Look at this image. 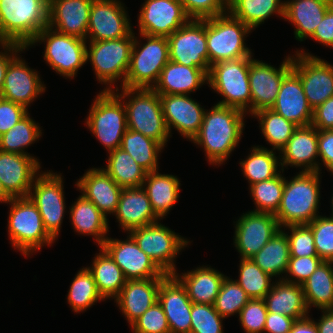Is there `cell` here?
Segmentation results:
<instances>
[{
	"label": "cell",
	"instance_id": "54",
	"mask_svg": "<svg viewBox=\"0 0 333 333\" xmlns=\"http://www.w3.org/2000/svg\"><path fill=\"white\" fill-rule=\"evenodd\" d=\"M267 314L264 299H250L237 317L244 332L263 333Z\"/></svg>",
	"mask_w": 333,
	"mask_h": 333
},
{
	"label": "cell",
	"instance_id": "12",
	"mask_svg": "<svg viewBox=\"0 0 333 333\" xmlns=\"http://www.w3.org/2000/svg\"><path fill=\"white\" fill-rule=\"evenodd\" d=\"M129 234L154 263L165 273L177 272L176 258L191 242L160 221L130 230Z\"/></svg>",
	"mask_w": 333,
	"mask_h": 333
},
{
	"label": "cell",
	"instance_id": "9",
	"mask_svg": "<svg viewBox=\"0 0 333 333\" xmlns=\"http://www.w3.org/2000/svg\"><path fill=\"white\" fill-rule=\"evenodd\" d=\"M139 34L146 42L135 36L123 87L152 89L169 62V43L167 37Z\"/></svg>",
	"mask_w": 333,
	"mask_h": 333
},
{
	"label": "cell",
	"instance_id": "25",
	"mask_svg": "<svg viewBox=\"0 0 333 333\" xmlns=\"http://www.w3.org/2000/svg\"><path fill=\"white\" fill-rule=\"evenodd\" d=\"M270 109L298 127L311 125L313 109L307 101L300 77L293 69L284 76L276 102Z\"/></svg>",
	"mask_w": 333,
	"mask_h": 333
},
{
	"label": "cell",
	"instance_id": "19",
	"mask_svg": "<svg viewBox=\"0 0 333 333\" xmlns=\"http://www.w3.org/2000/svg\"><path fill=\"white\" fill-rule=\"evenodd\" d=\"M101 247L121 268L126 280L164 278L167 275L140 249L129 234L123 241L107 237Z\"/></svg>",
	"mask_w": 333,
	"mask_h": 333
},
{
	"label": "cell",
	"instance_id": "49",
	"mask_svg": "<svg viewBox=\"0 0 333 333\" xmlns=\"http://www.w3.org/2000/svg\"><path fill=\"white\" fill-rule=\"evenodd\" d=\"M249 300V296L241 286L234 279L226 276L213 305L215 310L226 319L236 314L239 316Z\"/></svg>",
	"mask_w": 333,
	"mask_h": 333
},
{
	"label": "cell",
	"instance_id": "64",
	"mask_svg": "<svg viewBox=\"0 0 333 333\" xmlns=\"http://www.w3.org/2000/svg\"><path fill=\"white\" fill-rule=\"evenodd\" d=\"M321 317L315 320L318 333H333V309H322Z\"/></svg>",
	"mask_w": 333,
	"mask_h": 333
},
{
	"label": "cell",
	"instance_id": "67",
	"mask_svg": "<svg viewBox=\"0 0 333 333\" xmlns=\"http://www.w3.org/2000/svg\"><path fill=\"white\" fill-rule=\"evenodd\" d=\"M294 0H287V1H282V6L285 7L287 4H289L290 2H292Z\"/></svg>",
	"mask_w": 333,
	"mask_h": 333
},
{
	"label": "cell",
	"instance_id": "40",
	"mask_svg": "<svg viewBox=\"0 0 333 333\" xmlns=\"http://www.w3.org/2000/svg\"><path fill=\"white\" fill-rule=\"evenodd\" d=\"M249 155L245 160L240 161V167L243 176L248 180V185H253L257 182L273 179L283 170L281 168L280 156H277L276 151L265 148L264 146H253ZM280 168H279V167Z\"/></svg>",
	"mask_w": 333,
	"mask_h": 333
},
{
	"label": "cell",
	"instance_id": "21",
	"mask_svg": "<svg viewBox=\"0 0 333 333\" xmlns=\"http://www.w3.org/2000/svg\"><path fill=\"white\" fill-rule=\"evenodd\" d=\"M45 89L38 71L30 68L22 55L17 54L9 62L0 96L28 109L38 96L44 94Z\"/></svg>",
	"mask_w": 333,
	"mask_h": 333
},
{
	"label": "cell",
	"instance_id": "20",
	"mask_svg": "<svg viewBox=\"0 0 333 333\" xmlns=\"http://www.w3.org/2000/svg\"><path fill=\"white\" fill-rule=\"evenodd\" d=\"M138 16V31L151 36L168 37L190 18L179 0H145Z\"/></svg>",
	"mask_w": 333,
	"mask_h": 333
},
{
	"label": "cell",
	"instance_id": "34",
	"mask_svg": "<svg viewBox=\"0 0 333 333\" xmlns=\"http://www.w3.org/2000/svg\"><path fill=\"white\" fill-rule=\"evenodd\" d=\"M199 266L191 271L174 275L185 286L192 303L213 305L226 275L211 266Z\"/></svg>",
	"mask_w": 333,
	"mask_h": 333
},
{
	"label": "cell",
	"instance_id": "44",
	"mask_svg": "<svg viewBox=\"0 0 333 333\" xmlns=\"http://www.w3.org/2000/svg\"><path fill=\"white\" fill-rule=\"evenodd\" d=\"M42 133L40 125L28 113L0 136V151L32 156L25 149L38 141Z\"/></svg>",
	"mask_w": 333,
	"mask_h": 333
},
{
	"label": "cell",
	"instance_id": "22",
	"mask_svg": "<svg viewBox=\"0 0 333 333\" xmlns=\"http://www.w3.org/2000/svg\"><path fill=\"white\" fill-rule=\"evenodd\" d=\"M160 100L169 133L176 129L179 135L192 141L199 133L206 109L190 95H160Z\"/></svg>",
	"mask_w": 333,
	"mask_h": 333
},
{
	"label": "cell",
	"instance_id": "58",
	"mask_svg": "<svg viewBox=\"0 0 333 333\" xmlns=\"http://www.w3.org/2000/svg\"><path fill=\"white\" fill-rule=\"evenodd\" d=\"M319 172L324 165L333 174V130H318ZM321 161V163H320ZM323 163V164H322ZM322 165V166H321Z\"/></svg>",
	"mask_w": 333,
	"mask_h": 333
},
{
	"label": "cell",
	"instance_id": "15",
	"mask_svg": "<svg viewBox=\"0 0 333 333\" xmlns=\"http://www.w3.org/2000/svg\"><path fill=\"white\" fill-rule=\"evenodd\" d=\"M167 39L169 60L189 67H199L209 73L206 19H190Z\"/></svg>",
	"mask_w": 333,
	"mask_h": 333
},
{
	"label": "cell",
	"instance_id": "3",
	"mask_svg": "<svg viewBox=\"0 0 333 333\" xmlns=\"http://www.w3.org/2000/svg\"><path fill=\"white\" fill-rule=\"evenodd\" d=\"M49 0H0V43L27 47L48 26Z\"/></svg>",
	"mask_w": 333,
	"mask_h": 333
},
{
	"label": "cell",
	"instance_id": "32",
	"mask_svg": "<svg viewBox=\"0 0 333 333\" xmlns=\"http://www.w3.org/2000/svg\"><path fill=\"white\" fill-rule=\"evenodd\" d=\"M333 0H294L284 7L285 21L294 26L295 39L303 42L311 38Z\"/></svg>",
	"mask_w": 333,
	"mask_h": 333
},
{
	"label": "cell",
	"instance_id": "62",
	"mask_svg": "<svg viewBox=\"0 0 333 333\" xmlns=\"http://www.w3.org/2000/svg\"><path fill=\"white\" fill-rule=\"evenodd\" d=\"M295 321L289 316L268 312L264 333H289Z\"/></svg>",
	"mask_w": 333,
	"mask_h": 333
},
{
	"label": "cell",
	"instance_id": "48",
	"mask_svg": "<svg viewBox=\"0 0 333 333\" xmlns=\"http://www.w3.org/2000/svg\"><path fill=\"white\" fill-rule=\"evenodd\" d=\"M279 174L273 179L264 180L249 186L250 195L254 201V212L275 214L283 196L285 176Z\"/></svg>",
	"mask_w": 333,
	"mask_h": 333
},
{
	"label": "cell",
	"instance_id": "7",
	"mask_svg": "<svg viewBox=\"0 0 333 333\" xmlns=\"http://www.w3.org/2000/svg\"><path fill=\"white\" fill-rule=\"evenodd\" d=\"M251 29L228 11L225 14L206 19V40L208 63L250 58L252 49L245 41Z\"/></svg>",
	"mask_w": 333,
	"mask_h": 333
},
{
	"label": "cell",
	"instance_id": "37",
	"mask_svg": "<svg viewBox=\"0 0 333 333\" xmlns=\"http://www.w3.org/2000/svg\"><path fill=\"white\" fill-rule=\"evenodd\" d=\"M93 257L91 266L86 267L92 274L97 290L102 298L115 299L126 283L121 268L110 255L102 248Z\"/></svg>",
	"mask_w": 333,
	"mask_h": 333
},
{
	"label": "cell",
	"instance_id": "5",
	"mask_svg": "<svg viewBox=\"0 0 333 333\" xmlns=\"http://www.w3.org/2000/svg\"><path fill=\"white\" fill-rule=\"evenodd\" d=\"M9 204L7 232L14 250L31 257L43 246H52L56 240L45 229L38 208L29 197L12 198Z\"/></svg>",
	"mask_w": 333,
	"mask_h": 333
},
{
	"label": "cell",
	"instance_id": "13",
	"mask_svg": "<svg viewBox=\"0 0 333 333\" xmlns=\"http://www.w3.org/2000/svg\"><path fill=\"white\" fill-rule=\"evenodd\" d=\"M61 173L41 171L35 178L28 197L38 208L47 232L56 240L63 223L66 202Z\"/></svg>",
	"mask_w": 333,
	"mask_h": 333
},
{
	"label": "cell",
	"instance_id": "52",
	"mask_svg": "<svg viewBox=\"0 0 333 333\" xmlns=\"http://www.w3.org/2000/svg\"><path fill=\"white\" fill-rule=\"evenodd\" d=\"M283 228L288 229L285 233L289 241L290 257L318 256L314 235L307 224L289 225Z\"/></svg>",
	"mask_w": 333,
	"mask_h": 333
},
{
	"label": "cell",
	"instance_id": "1",
	"mask_svg": "<svg viewBox=\"0 0 333 333\" xmlns=\"http://www.w3.org/2000/svg\"><path fill=\"white\" fill-rule=\"evenodd\" d=\"M245 112L215 104L205 111L199 133L192 142L203 148L209 165L220 166L228 160L242 138Z\"/></svg>",
	"mask_w": 333,
	"mask_h": 333
},
{
	"label": "cell",
	"instance_id": "56",
	"mask_svg": "<svg viewBox=\"0 0 333 333\" xmlns=\"http://www.w3.org/2000/svg\"><path fill=\"white\" fill-rule=\"evenodd\" d=\"M322 262L318 256L290 257L283 280L302 285Z\"/></svg>",
	"mask_w": 333,
	"mask_h": 333
},
{
	"label": "cell",
	"instance_id": "60",
	"mask_svg": "<svg viewBox=\"0 0 333 333\" xmlns=\"http://www.w3.org/2000/svg\"><path fill=\"white\" fill-rule=\"evenodd\" d=\"M311 125L317 130H333V96L313 110Z\"/></svg>",
	"mask_w": 333,
	"mask_h": 333
},
{
	"label": "cell",
	"instance_id": "28",
	"mask_svg": "<svg viewBox=\"0 0 333 333\" xmlns=\"http://www.w3.org/2000/svg\"><path fill=\"white\" fill-rule=\"evenodd\" d=\"M77 190L91 201L106 217L116 212L119 197L122 191L120 187L101 168H89L80 179L75 182Z\"/></svg>",
	"mask_w": 333,
	"mask_h": 333
},
{
	"label": "cell",
	"instance_id": "66",
	"mask_svg": "<svg viewBox=\"0 0 333 333\" xmlns=\"http://www.w3.org/2000/svg\"><path fill=\"white\" fill-rule=\"evenodd\" d=\"M331 210H332V213H331V216L329 218H332L333 219V194H332V197H331Z\"/></svg>",
	"mask_w": 333,
	"mask_h": 333
},
{
	"label": "cell",
	"instance_id": "2",
	"mask_svg": "<svg viewBox=\"0 0 333 333\" xmlns=\"http://www.w3.org/2000/svg\"><path fill=\"white\" fill-rule=\"evenodd\" d=\"M320 172H297L290 180L285 177L283 196L274 214L281 228L309 224L319 216Z\"/></svg>",
	"mask_w": 333,
	"mask_h": 333
},
{
	"label": "cell",
	"instance_id": "29",
	"mask_svg": "<svg viewBox=\"0 0 333 333\" xmlns=\"http://www.w3.org/2000/svg\"><path fill=\"white\" fill-rule=\"evenodd\" d=\"M113 215L125 233L161 221L154 214L147 192L142 186L123 188Z\"/></svg>",
	"mask_w": 333,
	"mask_h": 333
},
{
	"label": "cell",
	"instance_id": "11",
	"mask_svg": "<svg viewBox=\"0 0 333 333\" xmlns=\"http://www.w3.org/2000/svg\"><path fill=\"white\" fill-rule=\"evenodd\" d=\"M44 43L43 57L48 66L60 76L73 79L87 63V41L45 27L26 47Z\"/></svg>",
	"mask_w": 333,
	"mask_h": 333
},
{
	"label": "cell",
	"instance_id": "63",
	"mask_svg": "<svg viewBox=\"0 0 333 333\" xmlns=\"http://www.w3.org/2000/svg\"><path fill=\"white\" fill-rule=\"evenodd\" d=\"M289 333H318L314 319L308 315L305 318L296 320Z\"/></svg>",
	"mask_w": 333,
	"mask_h": 333
},
{
	"label": "cell",
	"instance_id": "55",
	"mask_svg": "<svg viewBox=\"0 0 333 333\" xmlns=\"http://www.w3.org/2000/svg\"><path fill=\"white\" fill-rule=\"evenodd\" d=\"M190 19H207L225 14L228 0H179Z\"/></svg>",
	"mask_w": 333,
	"mask_h": 333
},
{
	"label": "cell",
	"instance_id": "33",
	"mask_svg": "<svg viewBox=\"0 0 333 333\" xmlns=\"http://www.w3.org/2000/svg\"><path fill=\"white\" fill-rule=\"evenodd\" d=\"M263 299L268 312L286 315L295 320L310 315L302 285L276 279Z\"/></svg>",
	"mask_w": 333,
	"mask_h": 333
},
{
	"label": "cell",
	"instance_id": "31",
	"mask_svg": "<svg viewBox=\"0 0 333 333\" xmlns=\"http://www.w3.org/2000/svg\"><path fill=\"white\" fill-rule=\"evenodd\" d=\"M204 84H208V76L203 69L169 60L152 89L159 95H189Z\"/></svg>",
	"mask_w": 333,
	"mask_h": 333
},
{
	"label": "cell",
	"instance_id": "45",
	"mask_svg": "<svg viewBox=\"0 0 333 333\" xmlns=\"http://www.w3.org/2000/svg\"><path fill=\"white\" fill-rule=\"evenodd\" d=\"M252 116L258 119L265 141L272 146V150L278 151V154L298 128L293 122L286 120L272 109L259 110Z\"/></svg>",
	"mask_w": 333,
	"mask_h": 333
},
{
	"label": "cell",
	"instance_id": "51",
	"mask_svg": "<svg viewBox=\"0 0 333 333\" xmlns=\"http://www.w3.org/2000/svg\"><path fill=\"white\" fill-rule=\"evenodd\" d=\"M307 225L314 235L318 257L323 261L333 262V219L319 215Z\"/></svg>",
	"mask_w": 333,
	"mask_h": 333
},
{
	"label": "cell",
	"instance_id": "16",
	"mask_svg": "<svg viewBox=\"0 0 333 333\" xmlns=\"http://www.w3.org/2000/svg\"><path fill=\"white\" fill-rule=\"evenodd\" d=\"M124 5L120 0H93L86 41L113 40L128 36L133 27Z\"/></svg>",
	"mask_w": 333,
	"mask_h": 333
},
{
	"label": "cell",
	"instance_id": "17",
	"mask_svg": "<svg viewBox=\"0 0 333 333\" xmlns=\"http://www.w3.org/2000/svg\"><path fill=\"white\" fill-rule=\"evenodd\" d=\"M292 69V55L285 56L279 68L250 57L249 84L251 90V115L270 109L276 102L284 76Z\"/></svg>",
	"mask_w": 333,
	"mask_h": 333
},
{
	"label": "cell",
	"instance_id": "10",
	"mask_svg": "<svg viewBox=\"0 0 333 333\" xmlns=\"http://www.w3.org/2000/svg\"><path fill=\"white\" fill-rule=\"evenodd\" d=\"M249 67L250 58L224 60L210 66L208 86L223 98L216 104L251 114Z\"/></svg>",
	"mask_w": 333,
	"mask_h": 333
},
{
	"label": "cell",
	"instance_id": "39",
	"mask_svg": "<svg viewBox=\"0 0 333 333\" xmlns=\"http://www.w3.org/2000/svg\"><path fill=\"white\" fill-rule=\"evenodd\" d=\"M290 258L289 241L281 228L251 259L273 278L283 279ZM281 275V277H280Z\"/></svg>",
	"mask_w": 333,
	"mask_h": 333
},
{
	"label": "cell",
	"instance_id": "50",
	"mask_svg": "<svg viewBox=\"0 0 333 333\" xmlns=\"http://www.w3.org/2000/svg\"><path fill=\"white\" fill-rule=\"evenodd\" d=\"M190 314V333H224V318L215 310L214 305L193 303Z\"/></svg>",
	"mask_w": 333,
	"mask_h": 333
},
{
	"label": "cell",
	"instance_id": "46",
	"mask_svg": "<svg viewBox=\"0 0 333 333\" xmlns=\"http://www.w3.org/2000/svg\"><path fill=\"white\" fill-rule=\"evenodd\" d=\"M102 300L106 301L99 294L92 274L83 267L73 278L67 294L71 310L76 314L84 312Z\"/></svg>",
	"mask_w": 333,
	"mask_h": 333
},
{
	"label": "cell",
	"instance_id": "38",
	"mask_svg": "<svg viewBox=\"0 0 333 333\" xmlns=\"http://www.w3.org/2000/svg\"><path fill=\"white\" fill-rule=\"evenodd\" d=\"M308 310L333 309V262L323 261L302 284Z\"/></svg>",
	"mask_w": 333,
	"mask_h": 333
},
{
	"label": "cell",
	"instance_id": "6",
	"mask_svg": "<svg viewBox=\"0 0 333 333\" xmlns=\"http://www.w3.org/2000/svg\"><path fill=\"white\" fill-rule=\"evenodd\" d=\"M135 34L132 31L128 36L119 39L87 43L89 45H87L86 61H90L97 81L106 86L103 91L117 89V81L121 82L119 87H123L130 64Z\"/></svg>",
	"mask_w": 333,
	"mask_h": 333
},
{
	"label": "cell",
	"instance_id": "57",
	"mask_svg": "<svg viewBox=\"0 0 333 333\" xmlns=\"http://www.w3.org/2000/svg\"><path fill=\"white\" fill-rule=\"evenodd\" d=\"M29 113L28 109L18 103L0 98V136L18 123Z\"/></svg>",
	"mask_w": 333,
	"mask_h": 333
},
{
	"label": "cell",
	"instance_id": "14",
	"mask_svg": "<svg viewBox=\"0 0 333 333\" xmlns=\"http://www.w3.org/2000/svg\"><path fill=\"white\" fill-rule=\"evenodd\" d=\"M292 69L299 75L313 110L333 96L332 64L301 48L292 56Z\"/></svg>",
	"mask_w": 333,
	"mask_h": 333
},
{
	"label": "cell",
	"instance_id": "65",
	"mask_svg": "<svg viewBox=\"0 0 333 333\" xmlns=\"http://www.w3.org/2000/svg\"><path fill=\"white\" fill-rule=\"evenodd\" d=\"M12 198L7 194L0 179V202L7 204Z\"/></svg>",
	"mask_w": 333,
	"mask_h": 333
},
{
	"label": "cell",
	"instance_id": "30",
	"mask_svg": "<svg viewBox=\"0 0 333 333\" xmlns=\"http://www.w3.org/2000/svg\"><path fill=\"white\" fill-rule=\"evenodd\" d=\"M163 278L126 280L120 294L114 299L122 315L131 325L138 317L158 301Z\"/></svg>",
	"mask_w": 333,
	"mask_h": 333
},
{
	"label": "cell",
	"instance_id": "24",
	"mask_svg": "<svg viewBox=\"0 0 333 333\" xmlns=\"http://www.w3.org/2000/svg\"><path fill=\"white\" fill-rule=\"evenodd\" d=\"M158 302L163 307L170 333H190L193 303L185 286L174 274H167L161 280Z\"/></svg>",
	"mask_w": 333,
	"mask_h": 333
},
{
	"label": "cell",
	"instance_id": "41",
	"mask_svg": "<svg viewBox=\"0 0 333 333\" xmlns=\"http://www.w3.org/2000/svg\"><path fill=\"white\" fill-rule=\"evenodd\" d=\"M228 12L251 30L274 14L282 19L284 17L282 0H228Z\"/></svg>",
	"mask_w": 333,
	"mask_h": 333
},
{
	"label": "cell",
	"instance_id": "43",
	"mask_svg": "<svg viewBox=\"0 0 333 333\" xmlns=\"http://www.w3.org/2000/svg\"><path fill=\"white\" fill-rule=\"evenodd\" d=\"M121 149L126 151L147 173L159 169L158 158L164 147L156 140L144 136L142 133L127 129Z\"/></svg>",
	"mask_w": 333,
	"mask_h": 333
},
{
	"label": "cell",
	"instance_id": "35",
	"mask_svg": "<svg viewBox=\"0 0 333 333\" xmlns=\"http://www.w3.org/2000/svg\"><path fill=\"white\" fill-rule=\"evenodd\" d=\"M69 209V218L74 232L78 235H92L98 247H101L110 232L109 219L82 194Z\"/></svg>",
	"mask_w": 333,
	"mask_h": 333
},
{
	"label": "cell",
	"instance_id": "59",
	"mask_svg": "<svg viewBox=\"0 0 333 333\" xmlns=\"http://www.w3.org/2000/svg\"><path fill=\"white\" fill-rule=\"evenodd\" d=\"M311 39L333 49V5L325 13Z\"/></svg>",
	"mask_w": 333,
	"mask_h": 333
},
{
	"label": "cell",
	"instance_id": "53",
	"mask_svg": "<svg viewBox=\"0 0 333 333\" xmlns=\"http://www.w3.org/2000/svg\"><path fill=\"white\" fill-rule=\"evenodd\" d=\"M133 333H170L162 305L157 301L130 325Z\"/></svg>",
	"mask_w": 333,
	"mask_h": 333
},
{
	"label": "cell",
	"instance_id": "47",
	"mask_svg": "<svg viewBox=\"0 0 333 333\" xmlns=\"http://www.w3.org/2000/svg\"><path fill=\"white\" fill-rule=\"evenodd\" d=\"M239 262V275L235 281L250 299H263L272 288L274 278L264 272L251 258H240Z\"/></svg>",
	"mask_w": 333,
	"mask_h": 333
},
{
	"label": "cell",
	"instance_id": "8",
	"mask_svg": "<svg viewBox=\"0 0 333 333\" xmlns=\"http://www.w3.org/2000/svg\"><path fill=\"white\" fill-rule=\"evenodd\" d=\"M88 113L86 127L106 148L107 153L119 148L127 131L126 109L122 99L114 91L101 90Z\"/></svg>",
	"mask_w": 333,
	"mask_h": 333
},
{
	"label": "cell",
	"instance_id": "36",
	"mask_svg": "<svg viewBox=\"0 0 333 333\" xmlns=\"http://www.w3.org/2000/svg\"><path fill=\"white\" fill-rule=\"evenodd\" d=\"M158 171L147 173L142 187L147 192L154 214L161 220L179 200L181 181L175 175Z\"/></svg>",
	"mask_w": 333,
	"mask_h": 333
},
{
	"label": "cell",
	"instance_id": "18",
	"mask_svg": "<svg viewBox=\"0 0 333 333\" xmlns=\"http://www.w3.org/2000/svg\"><path fill=\"white\" fill-rule=\"evenodd\" d=\"M233 244L241 258H251L281 229L274 214L247 211L234 222Z\"/></svg>",
	"mask_w": 333,
	"mask_h": 333
},
{
	"label": "cell",
	"instance_id": "23",
	"mask_svg": "<svg viewBox=\"0 0 333 333\" xmlns=\"http://www.w3.org/2000/svg\"><path fill=\"white\" fill-rule=\"evenodd\" d=\"M35 156L0 151V179L11 198L28 197L42 168Z\"/></svg>",
	"mask_w": 333,
	"mask_h": 333
},
{
	"label": "cell",
	"instance_id": "4",
	"mask_svg": "<svg viewBox=\"0 0 333 333\" xmlns=\"http://www.w3.org/2000/svg\"><path fill=\"white\" fill-rule=\"evenodd\" d=\"M114 92L125 106L127 129L140 132L166 147L172 134L168 131L162 113L160 95L153 89L143 88L118 87Z\"/></svg>",
	"mask_w": 333,
	"mask_h": 333
},
{
	"label": "cell",
	"instance_id": "26",
	"mask_svg": "<svg viewBox=\"0 0 333 333\" xmlns=\"http://www.w3.org/2000/svg\"><path fill=\"white\" fill-rule=\"evenodd\" d=\"M279 156L283 172L288 166L302 169L300 172H319L318 130L312 125L298 127Z\"/></svg>",
	"mask_w": 333,
	"mask_h": 333
},
{
	"label": "cell",
	"instance_id": "27",
	"mask_svg": "<svg viewBox=\"0 0 333 333\" xmlns=\"http://www.w3.org/2000/svg\"><path fill=\"white\" fill-rule=\"evenodd\" d=\"M93 0H49L48 26L86 40Z\"/></svg>",
	"mask_w": 333,
	"mask_h": 333
},
{
	"label": "cell",
	"instance_id": "42",
	"mask_svg": "<svg viewBox=\"0 0 333 333\" xmlns=\"http://www.w3.org/2000/svg\"><path fill=\"white\" fill-rule=\"evenodd\" d=\"M104 171L122 188L141 187L147 172L120 147L108 152Z\"/></svg>",
	"mask_w": 333,
	"mask_h": 333
},
{
	"label": "cell",
	"instance_id": "61",
	"mask_svg": "<svg viewBox=\"0 0 333 333\" xmlns=\"http://www.w3.org/2000/svg\"><path fill=\"white\" fill-rule=\"evenodd\" d=\"M0 93L2 91L6 70L8 68L9 62L22 51H26L27 48L16 43H0ZM26 49V50H25Z\"/></svg>",
	"mask_w": 333,
	"mask_h": 333
}]
</instances>
